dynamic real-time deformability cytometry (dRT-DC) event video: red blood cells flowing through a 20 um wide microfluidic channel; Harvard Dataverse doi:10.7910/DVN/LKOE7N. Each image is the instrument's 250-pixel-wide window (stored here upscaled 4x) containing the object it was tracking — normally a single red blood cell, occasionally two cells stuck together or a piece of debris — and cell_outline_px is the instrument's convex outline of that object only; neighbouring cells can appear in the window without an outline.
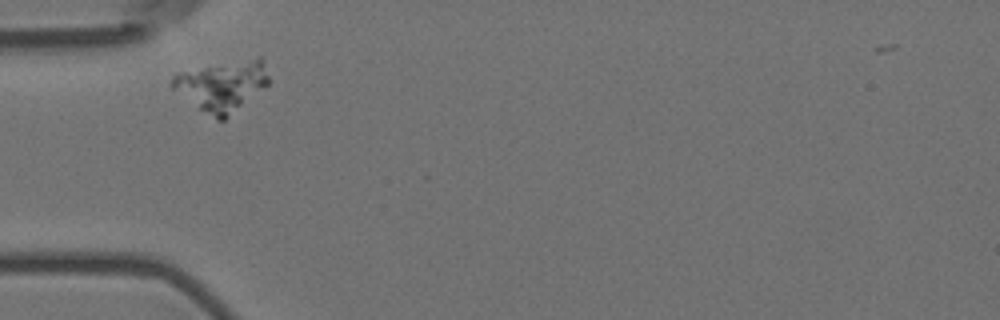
{"species": "Egyptian fruit bat (a non-hibernating species)", "species_latin": "Rousettus aegyptiacus", "temperature_condition": "room temperature", "stored_images_in_passage": 42, "camera_frame_rate_fps": 3000, "um_per_image_px": 0.085, "animal": {"sex": "female"}, "frame": {"image": 1, "passage_image": 1, "time_ms": 0.0, "image_size_px": [1000, 320], "cell_outline_px": [[268, 84], [224, 120], [216, 120], [172, 88], [168, 84], [172, 76], [176, 72], [256, 56], [260, 56], [264, 60], [268, 76]], "centroid_in_image_um": [18.87, 7.24], "position_along_channel_um": 66.1, "area_um2": 28.21}}
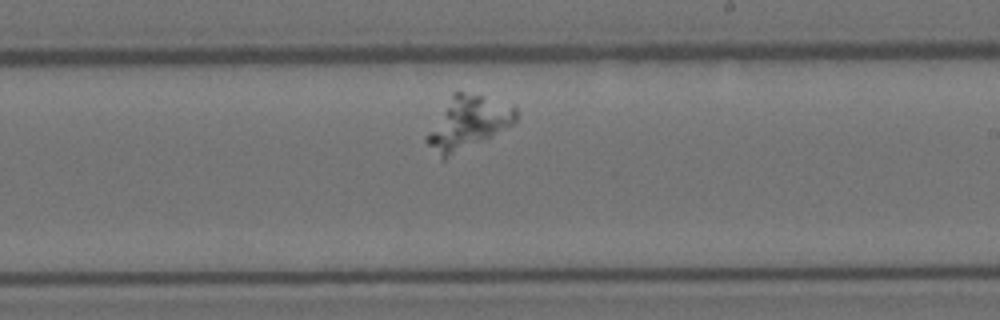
{"frame": {"image": 2, "passage_image": 18, "time_ms": 5.667, "image_size_px": [1000, 320], "cell_outline_px": [[516, 120], [512, 124], [444, 160], [424, 140], [452, 92], [464, 92], [516, 104]], "centroid_in_image_um": [39.79, 10.41], "position_along_channel_um": 249.2, "area_um2": 26.7}}
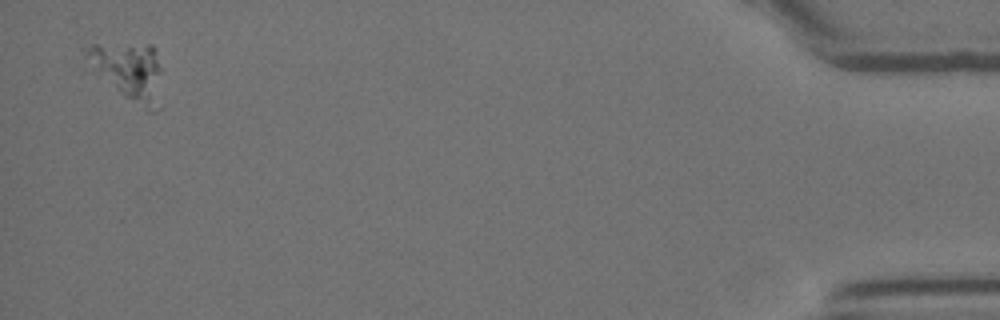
{"frame": {"image": 3, "passage_image": 41, "time_ms": 13.333, "image_size_px": [1000, 320], "cell_outline_px": [[160, 108], [156, 112], [152, 112], [80, 72], [88, 44], [152, 44], [156, 48], [160, 68]], "centroid_in_image_um": [10.75, 6.06], "position_along_channel_um": 424.5, "area_um2": 27.57}}